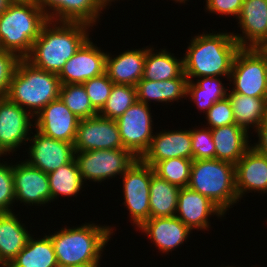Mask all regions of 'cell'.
Returning <instances> with one entry per match:
<instances>
[{
	"instance_id": "e575fe53",
	"label": "cell",
	"mask_w": 267,
	"mask_h": 267,
	"mask_svg": "<svg viewBox=\"0 0 267 267\" xmlns=\"http://www.w3.org/2000/svg\"><path fill=\"white\" fill-rule=\"evenodd\" d=\"M193 160L171 158L157 162L153 166L154 174L179 188L188 187Z\"/></svg>"
},
{
	"instance_id": "6da1fadb",
	"label": "cell",
	"mask_w": 267,
	"mask_h": 267,
	"mask_svg": "<svg viewBox=\"0 0 267 267\" xmlns=\"http://www.w3.org/2000/svg\"><path fill=\"white\" fill-rule=\"evenodd\" d=\"M90 29L84 23L48 20L25 59L39 69L58 75L66 61L89 39Z\"/></svg>"
},
{
	"instance_id": "ffe728a7",
	"label": "cell",
	"mask_w": 267,
	"mask_h": 267,
	"mask_svg": "<svg viewBox=\"0 0 267 267\" xmlns=\"http://www.w3.org/2000/svg\"><path fill=\"white\" fill-rule=\"evenodd\" d=\"M159 132L154 134L148 150L140 158L144 163L153 167L157 162L171 158L193 160L190 128Z\"/></svg>"
},
{
	"instance_id": "d4e9b609",
	"label": "cell",
	"mask_w": 267,
	"mask_h": 267,
	"mask_svg": "<svg viewBox=\"0 0 267 267\" xmlns=\"http://www.w3.org/2000/svg\"><path fill=\"white\" fill-rule=\"evenodd\" d=\"M187 82L188 79L185 73L180 77L163 81H152L142 78L136 84L137 101L150 105L152 101L153 103L160 102L167 104L173 101L178 102L181 98L186 99Z\"/></svg>"
},
{
	"instance_id": "d590c367",
	"label": "cell",
	"mask_w": 267,
	"mask_h": 267,
	"mask_svg": "<svg viewBox=\"0 0 267 267\" xmlns=\"http://www.w3.org/2000/svg\"><path fill=\"white\" fill-rule=\"evenodd\" d=\"M114 83L104 73L83 83L93 108L99 112L106 103Z\"/></svg>"
},
{
	"instance_id": "7402d4cb",
	"label": "cell",
	"mask_w": 267,
	"mask_h": 267,
	"mask_svg": "<svg viewBox=\"0 0 267 267\" xmlns=\"http://www.w3.org/2000/svg\"><path fill=\"white\" fill-rule=\"evenodd\" d=\"M235 175L236 191L240 200L252 191L267 194V158L253 147L235 164Z\"/></svg>"
},
{
	"instance_id": "5bb4252c",
	"label": "cell",
	"mask_w": 267,
	"mask_h": 267,
	"mask_svg": "<svg viewBox=\"0 0 267 267\" xmlns=\"http://www.w3.org/2000/svg\"><path fill=\"white\" fill-rule=\"evenodd\" d=\"M36 134L29 137L31 146L24 161L32 167L50 173L71 162L75 158L74 145L47 137L35 129Z\"/></svg>"
},
{
	"instance_id": "f6af8a7d",
	"label": "cell",
	"mask_w": 267,
	"mask_h": 267,
	"mask_svg": "<svg viewBox=\"0 0 267 267\" xmlns=\"http://www.w3.org/2000/svg\"><path fill=\"white\" fill-rule=\"evenodd\" d=\"M12 3H17V2H36V0H10Z\"/></svg>"
},
{
	"instance_id": "ac0fdd59",
	"label": "cell",
	"mask_w": 267,
	"mask_h": 267,
	"mask_svg": "<svg viewBox=\"0 0 267 267\" xmlns=\"http://www.w3.org/2000/svg\"><path fill=\"white\" fill-rule=\"evenodd\" d=\"M48 20L98 24L105 8L99 0H36ZM98 21V22H97Z\"/></svg>"
},
{
	"instance_id": "681fc988",
	"label": "cell",
	"mask_w": 267,
	"mask_h": 267,
	"mask_svg": "<svg viewBox=\"0 0 267 267\" xmlns=\"http://www.w3.org/2000/svg\"><path fill=\"white\" fill-rule=\"evenodd\" d=\"M84 267H100V266H84Z\"/></svg>"
},
{
	"instance_id": "ee69618b",
	"label": "cell",
	"mask_w": 267,
	"mask_h": 267,
	"mask_svg": "<svg viewBox=\"0 0 267 267\" xmlns=\"http://www.w3.org/2000/svg\"><path fill=\"white\" fill-rule=\"evenodd\" d=\"M99 1L106 8L108 5L111 6L112 5L111 2H115L116 0H99Z\"/></svg>"
},
{
	"instance_id": "bcb514c9",
	"label": "cell",
	"mask_w": 267,
	"mask_h": 267,
	"mask_svg": "<svg viewBox=\"0 0 267 267\" xmlns=\"http://www.w3.org/2000/svg\"><path fill=\"white\" fill-rule=\"evenodd\" d=\"M174 1L177 2V3H182V4L188 2V0H174Z\"/></svg>"
},
{
	"instance_id": "8d00e7d4",
	"label": "cell",
	"mask_w": 267,
	"mask_h": 267,
	"mask_svg": "<svg viewBox=\"0 0 267 267\" xmlns=\"http://www.w3.org/2000/svg\"><path fill=\"white\" fill-rule=\"evenodd\" d=\"M193 160L215 159V144L211 129H190Z\"/></svg>"
},
{
	"instance_id": "836d02e7",
	"label": "cell",
	"mask_w": 267,
	"mask_h": 267,
	"mask_svg": "<svg viewBox=\"0 0 267 267\" xmlns=\"http://www.w3.org/2000/svg\"><path fill=\"white\" fill-rule=\"evenodd\" d=\"M59 98L80 119L98 115L83 84H61Z\"/></svg>"
},
{
	"instance_id": "52a82bcc",
	"label": "cell",
	"mask_w": 267,
	"mask_h": 267,
	"mask_svg": "<svg viewBox=\"0 0 267 267\" xmlns=\"http://www.w3.org/2000/svg\"><path fill=\"white\" fill-rule=\"evenodd\" d=\"M229 81L234 86L231 92L267 98V52L258 48H240Z\"/></svg>"
},
{
	"instance_id": "d6986e66",
	"label": "cell",
	"mask_w": 267,
	"mask_h": 267,
	"mask_svg": "<svg viewBox=\"0 0 267 267\" xmlns=\"http://www.w3.org/2000/svg\"><path fill=\"white\" fill-rule=\"evenodd\" d=\"M216 215L222 219L224 213L206 196L189 187H183L178 194L176 217L189 229L207 230L210 228L209 217Z\"/></svg>"
},
{
	"instance_id": "3957f363",
	"label": "cell",
	"mask_w": 267,
	"mask_h": 267,
	"mask_svg": "<svg viewBox=\"0 0 267 267\" xmlns=\"http://www.w3.org/2000/svg\"><path fill=\"white\" fill-rule=\"evenodd\" d=\"M111 226L86 223L48 234L59 267L100 266L102 252L113 235ZM104 248V249H103Z\"/></svg>"
},
{
	"instance_id": "44dd1931",
	"label": "cell",
	"mask_w": 267,
	"mask_h": 267,
	"mask_svg": "<svg viewBox=\"0 0 267 267\" xmlns=\"http://www.w3.org/2000/svg\"><path fill=\"white\" fill-rule=\"evenodd\" d=\"M138 229L148 236L161 253L166 254L183 245L192 232L176 216L149 218Z\"/></svg>"
},
{
	"instance_id": "277c9868",
	"label": "cell",
	"mask_w": 267,
	"mask_h": 267,
	"mask_svg": "<svg viewBox=\"0 0 267 267\" xmlns=\"http://www.w3.org/2000/svg\"><path fill=\"white\" fill-rule=\"evenodd\" d=\"M47 21L36 2L11 3L0 15V48L25 59Z\"/></svg>"
},
{
	"instance_id": "8fae6325",
	"label": "cell",
	"mask_w": 267,
	"mask_h": 267,
	"mask_svg": "<svg viewBox=\"0 0 267 267\" xmlns=\"http://www.w3.org/2000/svg\"><path fill=\"white\" fill-rule=\"evenodd\" d=\"M33 122L34 117L28 111L7 97L0 98V157L26 145L29 132L35 127Z\"/></svg>"
},
{
	"instance_id": "60d3db41",
	"label": "cell",
	"mask_w": 267,
	"mask_h": 267,
	"mask_svg": "<svg viewBox=\"0 0 267 267\" xmlns=\"http://www.w3.org/2000/svg\"><path fill=\"white\" fill-rule=\"evenodd\" d=\"M244 0H206V12L238 18Z\"/></svg>"
},
{
	"instance_id": "74e56055",
	"label": "cell",
	"mask_w": 267,
	"mask_h": 267,
	"mask_svg": "<svg viewBox=\"0 0 267 267\" xmlns=\"http://www.w3.org/2000/svg\"><path fill=\"white\" fill-rule=\"evenodd\" d=\"M13 203H15L13 165L6 161L0 162V213L13 212Z\"/></svg>"
},
{
	"instance_id": "9a60e30c",
	"label": "cell",
	"mask_w": 267,
	"mask_h": 267,
	"mask_svg": "<svg viewBox=\"0 0 267 267\" xmlns=\"http://www.w3.org/2000/svg\"><path fill=\"white\" fill-rule=\"evenodd\" d=\"M23 161V162H22ZM13 165L16 203L42 206L52 202L48 174L30 166L24 160ZM21 162V163H20Z\"/></svg>"
},
{
	"instance_id": "4dcf8cb0",
	"label": "cell",
	"mask_w": 267,
	"mask_h": 267,
	"mask_svg": "<svg viewBox=\"0 0 267 267\" xmlns=\"http://www.w3.org/2000/svg\"><path fill=\"white\" fill-rule=\"evenodd\" d=\"M220 78L207 76L197 78L196 81L188 80L186 97L196 104L200 112L205 114L215 102L227 96L229 89Z\"/></svg>"
},
{
	"instance_id": "484cf974",
	"label": "cell",
	"mask_w": 267,
	"mask_h": 267,
	"mask_svg": "<svg viewBox=\"0 0 267 267\" xmlns=\"http://www.w3.org/2000/svg\"><path fill=\"white\" fill-rule=\"evenodd\" d=\"M14 213H0V266L10 264L32 235Z\"/></svg>"
},
{
	"instance_id": "f35d334b",
	"label": "cell",
	"mask_w": 267,
	"mask_h": 267,
	"mask_svg": "<svg viewBox=\"0 0 267 267\" xmlns=\"http://www.w3.org/2000/svg\"><path fill=\"white\" fill-rule=\"evenodd\" d=\"M205 115L207 124H209L205 126H208L209 129L236 124L228 96L215 102Z\"/></svg>"
},
{
	"instance_id": "1f68e13d",
	"label": "cell",
	"mask_w": 267,
	"mask_h": 267,
	"mask_svg": "<svg viewBox=\"0 0 267 267\" xmlns=\"http://www.w3.org/2000/svg\"><path fill=\"white\" fill-rule=\"evenodd\" d=\"M48 178L52 202L60 196L75 197L84 186L75 158L57 170L48 173Z\"/></svg>"
},
{
	"instance_id": "f546056e",
	"label": "cell",
	"mask_w": 267,
	"mask_h": 267,
	"mask_svg": "<svg viewBox=\"0 0 267 267\" xmlns=\"http://www.w3.org/2000/svg\"><path fill=\"white\" fill-rule=\"evenodd\" d=\"M180 189L178 186L153 174L149 197L150 218L176 216Z\"/></svg>"
},
{
	"instance_id": "2e32d148",
	"label": "cell",
	"mask_w": 267,
	"mask_h": 267,
	"mask_svg": "<svg viewBox=\"0 0 267 267\" xmlns=\"http://www.w3.org/2000/svg\"><path fill=\"white\" fill-rule=\"evenodd\" d=\"M34 118V128L43 135L74 143L80 118L60 98L49 102Z\"/></svg>"
},
{
	"instance_id": "d6a6232c",
	"label": "cell",
	"mask_w": 267,
	"mask_h": 267,
	"mask_svg": "<svg viewBox=\"0 0 267 267\" xmlns=\"http://www.w3.org/2000/svg\"><path fill=\"white\" fill-rule=\"evenodd\" d=\"M136 101V86L114 84L105 105L98 112V115L116 120Z\"/></svg>"
},
{
	"instance_id": "e0dca14e",
	"label": "cell",
	"mask_w": 267,
	"mask_h": 267,
	"mask_svg": "<svg viewBox=\"0 0 267 267\" xmlns=\"http://www.w3.org/2000/svg\"><path fill=\"white\" fill-rule=\"evenodd\" d=\"M237 20L242 34H232L240 48L263 49L267 45V0H244Z\"/></svg>"
},
{
	"instance_id": "30bf717a",
	"label": "cell",
	"mask_w": 267,
	"mask_h": 267,
	"mask_svg": "<svg viewBox=\"0 0 267 267\" xmlns=\"http://www.w3.org/2000/svg\"><path fill=\"white\" fill-rule=\"evenodd\" d=\"M149 105L136 101L116 119L125 149L141 158L148 150L153 132V116Z\"/></svg>"
},
{
	"instance_id": "7dc6e473",
	"label": "cell",
	"mask_w": 267,
	"mask_h": 267,
	"mask_svg": "<svg viewBox=\"0 0 267 267\" xmlns=\"http://www.w3.org/2000/svg\"><path fill=\"white\" fill-rule=\"evenodd\" d=\"M0 267H12L10 264H7V265H2Z\"/></svg>"
},
{
	"instance_id": "4316f807",
	"label": "cell",
	"mask_w": 267,
	"mask_h": 267,
	"mask_svg": "<svg viewBox=\"0 0 267 267\" xmlns=\"http://www.w3.org/2000/svg\"><path fill=\"white\" fill-rule=\"evenodd\" d=\"M227 96L230 100L234 113L235 123L248 133L250 128L257 127L267 120V98L251 97L238 94L228 90Z\"/></svg>"
},
{
	"instance_id": "c3c4849f",
	"label": "cell",
	"mask_w": 267,
	"mask_h": 267,
	"mask_svg": "<svg viewBox=\"0 0 267 267\" xmlns=\"http://www.w3.org/2000/svg\"><path fill=\"white\" fill-rule=\"evenodd\" d=\"M263 49L267 52V45Z\"/></svg>"
},
{
	"instance_id": "83f0119b",
	"label": "cell",
	"mask_w": 267,
	"mask_h": 267,
	"mask_svg": "<svg viewBox=\"0 0 267 267\" xmlns=\"http://www.w3.org/2000/svg\"><path fill=\"white\" fill-rule=\"evenodd\" d=\"M153 51V47L146 46L143 79L163 81L180 77L184 73L183 57L177 59L173 53L164 48L159 52Z\"/></svg>"
},
{
	"instance_id": "8992f818",
	"label": "cell",
	"mask_w": 267,
	"mask_h": 267,
	"mask_svg": "<svg viewBox=\"0 0 267 267\" xmlns=\"http://www.w3.org/2000/svg\"><path fill=\"white\" fill-rule=\"evenodd\" d=\"M188 187L208 197L224 214L239 202L235 165L227 161L193 160Z\"/></svg>"
},
{
	"instance_id": "7bdbcfd3",
	"label": "cell",
	"mask_w": 267,
	"mask_h": 267,
	"mask_svg": "<svg viewBox=\"0 0 267 267\" xmlns=\"http://www.w3.org/2000/svg\"><path fill=\"white\" fill-rule=\"evenodd\" d=\"M12 2L10 0H0V15L9 7Z\"/></svg>"
},
{
	"instance_id": "cb8c5ba5",
	"label": "cell",
	"mask_w": 267,
	"mask_h": 267,
	"mask_svg": "<svg viewBox=\"0 0 267 267\" xmlns=\"http://www.w3.org/2000/svg\"><path fill=\"white\" fill-rule=\"evenodd\" d=\"M211 133L215 144V159L235 165L251 147L248 132L236 124L211 129Z\"/></svg>"
},
{
	"instance_id": "ab89813d",
	"label": "cell",
	"mask_w": 267,
	"mask_h": 267,
	"mask_svg": "<svg viewBox=\"0 0 267 267\" xmlns=\"http://www.w3.org/2000/svg\"><path fill=\"white\" fill-rule=\"evenodd\" d=\"M19 60L16 54L0 49V98L7 96Z\"/></svg>"
},
{
	"instance_id": "9c48e42d",
	"label": "cell",
	"mask_w": 267,
	"mask_h": 267,
	"mask_svg": "<svg viewBox=\"0 0 267 267\" xmlns=\"http://www.w3.org/2000/svg\"><path fill=\"white\" fill-rule=\"evenodd\" d=\"M153 167L140 158L120 177L123 183V205L129 211L130 220L139 228L150 218V184Z\"/></svg>"
},
{
	"instance_id": "603a6c76",
	"label": "cell",
	"mask_w": 267,
	"mask_h": 267,
	"mask_svg": "<svg viewBox=\"0 0 267 267\" xmlns=\"http://www.w3.org/2000/svg\"><path fill=\"white\" fill-rule=\"evenodd\" d=\"M111 55L107 52L105 73L109 79L114 84L136 86L143 78L146 48L126 50L116 57Z\"/></svg>"
},
{
	"instance_id": "7c38bea8",
	"label": "cell",
	"mask_w": 267,
	"mask_h": 267,
	"mask_svg": "<svg viewBox=\"0 0 267 267\" xmlns=\"http://www.w3.org/2000/svg\"><path fill=\"white\" fill-rule=\"evenodd\" d=\"M73 145L75 152L125 149L116 120L100 115L80 119Z\"/></svg>"
},
{
	"instance_id": "4fadbf2b",
	"label": "cell",
	"mask_w": 267,
	"mask_h": 267,
	"mask_svg": "<svg viewBox=\"0 0 267 267\" xmlns=\"http://www.w3.org/2000/svg\"><path fill=\"white\" fill-rule=\"evenodd\" d=\"M89 38L59 72L61 84H83L105 73L107 52Z\"/></svg>"
},
{
	"instance_id": "ba28073f",
	"label": "cell",
	"mask_w": 267,
	"mask_h": 267,
	"mask_svg": "<svg viewBox=\"0 0 267 267\" xmlns=\"http://www.w3.org/2000/svg\"><path fill=\"white\" fill-rule=\"evenodd\" d=\"M138 158L127 149L90 150L75 152L81 177L85 182H103L122 176Z\"/></svg>"
},
{
	"instance_id": "5b68a950",
	"label": "cell",
	"mask_w": 267,
	"mask_h": 267,
	"mask_svg": "<svg viewBox=\"0 0 267 267\" xmlns=\"http://www.w3.org/2000/svg\"><path fill=\"white\" fill-rule=\"evenodd\" d=\"M60 87L57 74L20 59L6 97L35 117L49 102L59 98Z\"/></svg>"
},
{
	"instance_id": "b9f144b4",
	"label": "cell",
	"mask_w": 267,
	"mask_h": 267,
	"mask_svg": "<svg viewBox=\"0 0 267 267\" xmlns=\"http://www.w3.org/2000/svg\"><path fill=\"white\" fill-rule=\"evenodd\" d=\"M255 131L257 132V143L251 144L257 152L267 158V120L263 121Z\"/></svg>"
},
{
	"instance_id": "f1b7e54d",
	"label": "cell",
	"mask_w": 267,
	"mask_h": 267,
	"mask_svg": "<svg viewBox=\"0 0 267 267\" xmlns=\"http://www.w3.org/2000/svg\"><path fill=\"white\" fill-rule=\"evenodd\" d=\"M30 236L26 246L10 263L12 267H59L49 235L42 238Z\"/></svg>"
},
{
	"instance_id": "7a4b0ae2",
	"label": "cell",
	"mask_w": 267,
	"mask_h": 267,
	"mask_svg": "<svg viewBox=\"0 0 267 267\" xmlns=\"http://www.w3.org/2000/svg\"><path fill=\"white\" fill-rule=\"evenodd\" d=\"M240 50L231 32L202 33L190 39L183 56L188 80L200 77L230 78L233 61Z\"/></svg>"
}]
</instances>
